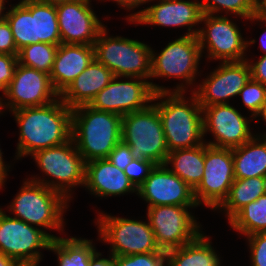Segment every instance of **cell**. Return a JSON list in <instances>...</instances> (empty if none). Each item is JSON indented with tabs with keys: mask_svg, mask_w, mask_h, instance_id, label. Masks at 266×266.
Masks as SVG:
<instances>
[{
	"mask_svg": "<svg viewBox=\"0 0 266 266\" xmlns=\"http://www.w3.org/2000/svg\"><path fill=\"white\" fill-rule=\"evenodd\" d=\"M122 116L88 105L72 109V139L85 163L108 158L121 141Z\"/></svg>",
	"mask_w": 266,
	"mask_h": 266,
	"instance_id": "3",
	"label": "cell"
},
{
	"mask_svg": "<svg viewBox=\"0 0 266 266\" xmlns=\"http://www.w3.org/2000/svg\"><path fill=\"white\" fill-rule=\"evenodd\" d=\"M48 3L52 4H59V3H65V2H91V0H43Z\"/></svg>",
	"mask_w": 266,
	"mask_h": 266,
	"instance_id": "47",
	"label": "cell"
},
{
	"mask_svg": "<svg viewBox=\"0 0 266 266\" xmlns=\"http://www.w3.org/2000/svg\"><path fill=\"white\" fill-rule=\"evenodd\" d=\"M0 53L18 55L13 33L6 19L0 21Z\"/></svg>",
	"mask_w": 266,
	"mask_h": 266,
	"instance_id": "40",
	"label": "cell"
},
{
	"mask_svg": "<svg viewBox=\"0 0 266 266\" xmlns=\"http://www.w3.org/2000/svg\"><path fill=\"white\" fill-rule=\"evenodd\" d=\"M232 149L235 179L266 177V134Z\"/></svg>",
	"mask_w": 266,
	"mask_h": 266,
	"instance_id": "24",
	"label": "cell"
},
{
	"mask_svg": "<svg viewBox=\"0 0 266 266\" xmlns=\"http://www.w3.org/2000/svg\"><path fill=\"white\" fill-rule=\"evenodd\" d=\"M5 19L10 25L18 51L26 45L35 43V15H32L22 3L10 4Z\"/></svg>",
	"mask_w": 266,
	"mask_h": 266,
	"instance_id": "31",
	"label": "cell"
},
{
	"mask_svg": "<svg viewBox=\"0 0 266 266\" xmlns=\"http://www.w3.org/2000/svg\"><path fill=\"white\" fill-rule=\"evenodd\" d=\"M21 3L35 15V43L59 46L61 37L55 4L43 0H24Z\"/></svg>",
	"mask_w": 266,
	"mask_h": 266,
	"instance_id": "29",
	"label": "cell"
},
{
	"mask_svg": "<svg viewBox=\"0 0 266 266\" xmlns=\"http://www.w3.org/2000/svg\"><path fill=\"white\" fill-rule=\"evenodd\" d=\"M19 127L16 160L72 139V108L60 98L11 112Z\"/></svg>",
	"mask_w": 266,
	"mask_h": 266,
	"instance_id": "1",
	"label": "cell"
},
{
	"mask_svg": "<svg viewBox=\"0 0 266 266\" xmlns=\"http://www.w3.org/2000/svg\"><path fill=\"white\" fill-rule=\"evenodd\" d=\"M204 136L207 132L213 135L214 140L205 143L218 148L239 147L251 140L256 134L250 129V120L253 117L244 116L235 107L229 104H217L202 107Z\"/></svg>",
	"mask_w": 266,
	"mask_h": 266,
	"instance_id": "16",
	"label": "cell"
},
{
	"mask_svg": "<svg viewBox=\"0 0 266 266\" xmlns=\"http://www.w3.org/2000/svg\"><path fill=\"white\" fill-rule=\"evenodd\" d=\"M58 237L36 226L15 219L0 207V252L16 260L21 266H38L41 249L49 250Z\"/></svg>",
	"mask_w": 266,
	"mask_h": 266,
	"instance_id": "10",
	"label": "cell"
},
{
	"mask_svg": "<svg viewBox=\"0 0 266 266\" xmlns=\"http://www.w3.org/2000/svg\"><path fill=\"white\" fill-rule=\"evenodd\" d=\"M58 45L34 43L19 50L18 63L46 74L51 73Z\"/></svg>",
	"mask_w": 266,
	"mask_h": 266,
	"instance_id": "32",
	"label": "cell"
},
{
	"mask_svg": "<svg viewBox=\"0 0 266 266\" xmlns=\"http://www.w3.org/2000/svg\"><path fill=\"white\" fill-rule=\"evenodd\" d=\"M121 79V80H119ZM114 76L90 102L97 110L112 112L120 116L147 108L155 93L171 92V89L160 86L144 78Z\"/></svg>",
	"mask_w": 266,
	"mask_h": 266,
	"instance_id": "12",
	"label": "cell"
},
{
	"mask_svg": "<svg viewBox=\"0 0 266 266\" xmlns=\"http://www.w3.org/2000/svg\"><path fill=\"white\" fill-rule=\"evenodd\" d=\"M18 55L0 53V91L4 93L13 79Z\"/></svg>",
	"mask_w": 266,
	"mask_h": 266,
	"instance_id": "38",
	"label": "cell"
},
{
	"mask_svg": "<svg viewBox=\"0 0 266 266\" xmlns=\"http://www.w3.org/2000/svg\"><path fill=\"white\" fill-rule=\"evenodd\" d=\"M113 77V73L94 58L88 67L59 95V98L72 109L88 105Z\"/></svg>",
	"mask_w": 266,
	"mask_h": 266,
	"instance_id": "23",
	"label": "cell"
},
{
	"mask_svg": "<svg viewBox=\"0 0 266 266\" xmlns=\"http://www.w3.org/2000/svg\"><path fill=\"white\" fill-rule=\"evenodd\" d=\"M93 266H116V263L112 258H103L102 254L93 263Z\"/></svg>",
	"mask_w": 266,
	"mask_h": 266,
	"instance_id": "46",
	"label": "cell"
},
{
	"mask_svg": "<svg viewBox=\"0 0 266 266\" xmlns=\"http://www.w3.org/2000/svg\"><path fill=\"white\" fill-rule=\"evenodd\" d=\"M186 93H155L152 100L162 122L169 152L194 148L205 142L202 107L193 92L187 99Z\"/></svg>",
	"mask_w": 266,
	"mask_h": 266,
	"instance_id": "2",
	"label": "cell"
},
{
	"mask_svg": "<svg viewBox=\"0 0 266 266\" xmlns=\"http://www.w3.org/2000/svg\"><path fill=\"white\" fill-rule=\"evenodd\" d=\"M164 165L195 190L204 172V143L194 148L170 151Z\"/></svg>",
	"mask_w": 266,
	"mask_h": 266,
	"instance_id": "26",
	"label": "cell"
},
{
	"mask_svg": "<svg viewBox=\"0 0 266 266\" xmlns=\"http://www.w3.org/2000/svg\"><path fill=\"white\" fill-rule=\"evenodd\" d=\"M94 58L93 45L61 43L50 73L54 90L60 95Z\"/></svg>",
	"mask_w": 266,
	"mask_h": 266,
	"instance_id": "22",
	"label": "cell"
},
{
	"mask_svg": "<svg viewBox=\"0 0 266 266\" xmlns=\"http://www.w3.org/2000/svg\"><path fill=\"white\" fill-rule=\"evenodd\" d=\"M238 96L242 97L243 105L251 112L250 115L256 119L266 99V85L250 79Z\"/></svg>",
	"mask_w": 266,
	"mask_h": 266,
	"instance_id": "34",
	"label": "cell"
},
{
	"mask_svg": "<svg viewBox=\"0 0 266 266\" xmlns=\"http://www.w3.org/2000/svg\"><path fill=\"white\" fill-rule=\"evenodd\" d=\"M209 236L201 233L195 240L166 251L167 266H221V257L212 247Z\"/></svg>",
	"mask_w": 266,
	"mask_h": 266,
	"instance_id": "25",
	"label": "cell"
},
{
	"mask_svg": "<svg viewBox=\"0 0 266 266\" xmlns=\"http://www.w3.org/2000/svg\"><path fill=\"white\" fill-rule=\"evenodd\" d=\"M99 240L110 244V256H128L158 252L161 249L156 243L155 235L148 220H134L115 217L99 212L96 220Z\"/></svg>",
	"mask_w": 266,
	"mask_h": 266,
	"instance_id": "9",
	"label": "cell"
},
{
	"mask_svg": "<svg viewBox=\"0 0 266 266\" xmlns=\"http://www.w3.org/2000/svg\"><path fill=\"white\" fill-rule=\"evenodd\" d=\"M31 156L37 167L48 178L31 176L28 179L61 193L68 201L72 199L73 188L84 187L85 162L77 151L73 139L64 144L37 151Z\"/></svg>",
	"mask_w": 266,
	"mask_h": 266,
	"instance_id": "5",
	"label": "cell"
},
{
	"mask_svg": "<svg viewBox=\"0 0 266 266\" xmlns=\"http://www.w3.org/2000/svg\"><path fill=\"white\" fill-rule=\"evenodd\" d=\"M84 187L95 197L106 198L128 193L137 194L123 170L117 168L108 158L85 163Z\"/></svg>",
	"mask_w": 266,
	"mask_h": 266,
	"instance_id": "21",
	"label": "cell"
},
{
	"mask_svg": "<svg viewBox=\"0 0 266 266\" xmlns=\"http://www.w3.org/2000/svg\"><path fill=\"white\" fill-rule=\"evenodd\" d=\"M0 266H21V265L13 258L0 252Z\"/></svg>",
	"mask_w": 266,
	"mask_h": 266,
	"instance_id": "45",
	"label": "cell"
},
{
	"mask_svg": "<svg viewBox=\"0 0 266 266\" xmlns=\"http://www.w3.org/2000/svg\"><path fill=\"white\" fill-rule=\"evenodd\" d=\"M260 47H261V49H262V51L264 52V55H265L266 54V31H264V33H262V35L260 37Z\"/></svg>",
	"mask_w": 266,
	"mask_h": 266,
	"instance_id": "49",
	"label": "cell"
},
{
	"mask_svg": "<svg viewBox=\"0 0 266 266\" xmlns=\"http://www.w3.org/2000/svg\"><path fill=\"white\" fill-rule=\"evenodd\" d=\"M202 57L201 48L197 36H180L169 42L160 53L151 51V75L152 78H175L182 80L176 84L171 92H186L188 87H193L196 77L199 75V64ZM184 83V84H183Z\"/></svg>",
	"mask_w": 266,
	"mask_h": 266,
	"instance_id": "8",
	"label": "cell"
},
{
	"mask_svg": "<svg viewBox=\"0 0 266 266\" xmlns=\"http://www.w3.org/2000/svg\"><path fill=\"white\" fill-rule=\"evenodd\" d=\"M3 95L6 99L4 96L0 97L1 115L4 113V108L13 112L24 107L46 105L59 98V94L52 86L49 74L22 66L19 63L16 66L13 79Z\"/></svg>",
	"mask_w": 266,
	"mask_h": 266,
	"instance_id": "15",
	"label": "cell"
},
{
	"mask_svg": "<svg viewBox=\"0 0 266 266\" xmlns=\"http://www.w3.org/2000/svg\"><path fill=\"white\" fill-rule=\"evenodd\" d=\"M106 27L105 25L99 32L94 42L95 59L106 66L114 76L149 79L151 46L123 36H110Z\"/></svg>",
	"mask_w": 266,
	"mask_h": 266,
	"instance_id": "6",
	"label": "cell"
},
{
	"mask_svg": "<svg viewBox=\"0 0 266 266\" xmlns=\"http://www.w3.org/2000/svg\"><path fill=\"white\" fill-rule=\"evenodd\" d=\"M111 1L116 2L118 6H120L121 8L123 7L126 10H134L136 7L138 8L139 6H142L150 2V0H111Z\"/></svg>",
	"mask_w": 266,
	"mask_h": 266,
	"instance_id": "43",
	"label": "cell"
},
{
	"mask_svg": "<svg viewBox=\"0 0 266 266\" xmlns=\"http://www.w3.org/2000/svg\"><path fill=\"white\" fill-rule=\"evenodd\" d=\"M266 193V177L235 179L223 203L216 209L223 213L228 221L245 205L257 200Z\"/></svg>",
	"mask_w": 266,
	"mask_h": 266,
	"instance_id": "28",
	"label": "cell"
},
{
	"mask_svg": "<svg viewBox=\"0 0 266 266\" xmlns=\"http://www.w3.org/2000/svg\"><path fill=\"white\" fill-rule=\"evenodd\" d=\"M247 237L252 266H266V232L254 233Z\"/></svg>",
	"mask_w": 266,
	"mask_h": 266,
	"instance_id": "37",
	"label": "cell"
},
{
	"mask_svg": "<svg viewBox=\"0 0 266 266\" xmlns=\"http://www.w3.org/2000/svg\"><path fill=\"white\" fill-rule=\"evenodd\" d=\"M249 21L266 23V0H257L256 14L252 16Z\"/></svg>",
	"mask_w": 266,
	"mask_h": 266,
	"instance_id": "42",
	"label": "cell"
},
{
	"mask_svg": "<svg viewBox=\"0 0 266 266\" xmlns=\"http://www.w3.org/2000/svg\"><path fill=\"white\" fill-rule=\"evenodd\" d=\"M69 203L61 193L27 178L7 208L15 219L42 230L45 228L44 231L63 232V215Z\"/></svg>",
	"mask_w": 266,
	"mask_h": 266,
	"instance_id": "4",
	"label": "cell"
},
{
	"mask_svg": "<svg viewBox=\"0 0 266 266\" xmlns=\"http://www.w3.org/2000/svg\"><path fill=\"white\" fill-rule=\"evenodd\" d=\"M198 206L162 205L147 208V220L160 249L168 251L195 240L203 231L190 211Z\"/></svg>",
	"mask_w": 266,
	"mask_h": 266,
	"instance_id": "13",
	"label": "cell"
},
{
	"mask_svg": "<svg viewBox=\"0 0 266 266\" xmlns=\"http://www.w3.org/2000/svg\"><path fill=\"white\" fill-rule=\"evenodd\" d=\"M121 140L130 147L133 158L164 165L169 150L158 110L152 103L122 117Z\"/></svg>",
	"mask_w": 266,
	"mask_h": 266,
	"instance_id": "7",
	"label": "cell"
},
{
	"mask_svg": "<svg viewBox=\"0 0 266 266\" xmlns=\"http://www.w3.org/2000/svg\"><path fill=\"white\" fill-rule=\"evenodd\" d=\"M91 2H65L55 5L61 43L94 45L104 24L91 8Z\"/></svg>",
	"mask_w": 266,
	"mask_h": 266,
	"instance_id": "20",
	"label": "cell"
},
{
	"mask_svg": "<svg viewBox=\"0 0 266 266\" xmlns=\"http://www.w3.org/2000/svg\"><path fill=\"white\" fill-rule=\"evenodd\" d=\"M228 223L232 229L245 237L266 232V193L242 207Z\"/></svg>",
	"mask_w": 266,
	"mask_h": 266,
	"instance_id": "30",
	"label": "cell"
},
{
	"mask_svg": "<svg viewBox=\"0 0 266 266\" xmlns=\"http://www.w3.org/2000/svg\"><path fill=\"white\" fill-rule=\"evenodd\" d=\"M137 196L148 207L175 205L198 206L194 190L165 165H155L144 183L137 189Z\"/></svg>",
	"mask_w": 266,
	"mask_h": 266,
	"instance_id": "19",
	"label": "cell"
},
{
	"mask_svg": "<svg viewBox=\"0 0 266 266\" xmlns=\"http://www.w3.org/2000/svg\"><path fill=\"white\" fill-rule=\"evenodd\" d=\"M3 152L0 148V190L4 187L5 182L7 181V176H8V172L10 171V166L12 165H8L5 163V161L3 160Z\"/></svg>",
	"mask_w": 266,
	"mask_h": 266,
	"instance_id": "44",
	"label": "cell"
},
{
	"mask_svg": "<svg viewBox=\"0 0 266 266\" xmlns=\"http://www.w3.org/2000/svg\"><path fill=\"white\" fill-rule=\"evenodd\" d=\"M202 15L199 0H159L145 9L132 12L125 20L134 23L135 26L138 23L162 27H188L184 36H197L200 27L196 29L195 26L201 24Z\"/></svg>",
	"mask_w": 266,
	"mask_h": 266,
	"instance_id": "18",
	"label": "cell"
},
{
	"mask_svg": "<svg viewBox=\"0 0 266 266\" xmlns=\"http://www.w3.org/2000/svg\"><path fill=\"white\" fill-rule=\"evenodd\" d=\"M258 117H259V118H262V120H264V123H266V99H265V101H264L263 108H262L260 114L257 116V118H258ZM263 134H266V132L263 133Z\"/></svg>",
	"mask_w": 266,
	"mask_h": 266,
	"instance_id": "50",
	"label": "cell"
},
{
	"mask_svg": "<svg viewBox=\"0 0 266 266\" xmlns=\"http://www.w3.org/2000/svg\"><path fill=\"white\" fill-rule=\"evenodd\" d=\"M154 166L155 164L151 161L133 158L125 167L124 173L134 187L138 189L144 183Z\"/></svg>",
	"mask_w": 266,
	"mask_h": 266,
	"instance_id": "36",
	"label": "cell"
},
{
	"mask_svg": "<svg viewBox=\"0 0 266 266\" xmlns=\"http://www.w3.org/2000/svg\"><path fill=\"white\" fill-rule=\"evenodd\" d=\"M258 59L254 63L250 59H246L250 66L251 79L266 85V54L260 56Z\"/></svg>",
	"mask_w": 266,
	"mask_h": 266,
	"instance_id": "41",
	"label": "cell"
},
{
	"mask_svg": "<svg viewBox=\"0 0 266 266\" xmlns=\"http://www.w3.org/2000/svg\"><path fill=\"white\" fill-rule=\"evenodd\" d=\"M50 251L57 256L58 266H93L101 255L92 240L81 237H56Z\"/></svg>",
	"mask_w": 266,
	"mask_h": 266,
	"instance_id": "27",
	"label": "cell"
},
{
	"mask_svg": "<svg viewBox=\"0 0 266 266\" xmlns=\"http://www.w3.org/2000/svg\"><path fill=\"white\" fill-rule=\"evenodd\" d=\"M197 34L202 57L205 51L208 60H220L219 62H240L246 57V51L255 39L249 41L242 36L240 28L226 15H212L203 13L201 24Z\"/></svg>",
	"mask_w": 266,
	"mask_h": 266,
	"instance_id": "11",
	"label": "cell"
},
{
	"mask_svg": "<svg viewBox=\"0 0 266 266\" xmlns=\"http://www.w3.org/2000/svg\"><path fill=\"white\" fill-rule=\"evenodd\" d=\"M5 2H8L6 0H0V21L4 20L6 18V5ZM5 12V13H4Z\"/></svg>",
	"mask_w": 266,
	"mask_h": 266,
	"instance_id": "48",
	"label": "cell"
},
{
	"mask_svg": "<svg viewBox=\"0 0 266 266\" xmlns=\"http://www.w3.org/2000/svg\"><path fill=\"white\" fill-rule=\"evenodd\" d=\"M201 83H197L193 93L201 107L229 104L230 98L238 96L251 79L247 60L240 62H219Z\"/></svg>",
	"mask_w": 266,
	"mask_h": 266,
	"instance_id": "17",
	"label": "cell"
},
{
	"mask_svg": "<svg viewBox=\"0 0 266 266\" xmlns=\"http://www.w3.org/2000/svg\"><path fill=\"white\" fill-rule=\"evenodd\" d=\"M200 0L203 13L219 15L224 11L226 15H236L249 20L256 14L257 0ZM219 13V14H217Z\"/></svg>",
	"mask_w": 266,
	"mask_h": 266,
	"instance_id": "33",
	"label": "cell"
},
{
	"mask_svg": "<svg viewBox=\"0 0 266 266\" xmlns=\"http://www.w3.org/2000/svg\"><path fill=\"white\" fill-rule=\"evenodd\" d=\"M234 180L232 149L209 146L204 142L203 177L194 190L197 205L215 211L226 199Z\"/></svg>",
	"mask_w": 266,
	"mask_h": 266,
	"instance_id": "14",
	"label": "cell"
},
{
	"mask_svg": "<svg viewBox=\"0 0 266 266\" xmlns=\"http://www.w3.org/2000/svg\"><path fill=\"white\" fill-rule=\"evenodd\" d=\"M116 266H167L166 251L110 257Z\"/></svg>",
	"mask_w": 266,
	"mask_h": 266,
	"instance_id": "35",
	"label": "cell"
},
{
	"mask_svg": "<svg viewBox=\"0 0 266 266\" xmlns=\"http://www.w3.org/2000/svg\"><path fill=\"white\" fill-rule=\"evenodd\" d=\"M108 159L117 168L124 171L125 167L133 159V155H132L130 147L121 140L115 146V148L110 152Z\"/></svg>",
	"mask_w": 266,
	"mask_h": 266,
	"instance_id": "39",
	"label": "cell"
}]
</instances>
